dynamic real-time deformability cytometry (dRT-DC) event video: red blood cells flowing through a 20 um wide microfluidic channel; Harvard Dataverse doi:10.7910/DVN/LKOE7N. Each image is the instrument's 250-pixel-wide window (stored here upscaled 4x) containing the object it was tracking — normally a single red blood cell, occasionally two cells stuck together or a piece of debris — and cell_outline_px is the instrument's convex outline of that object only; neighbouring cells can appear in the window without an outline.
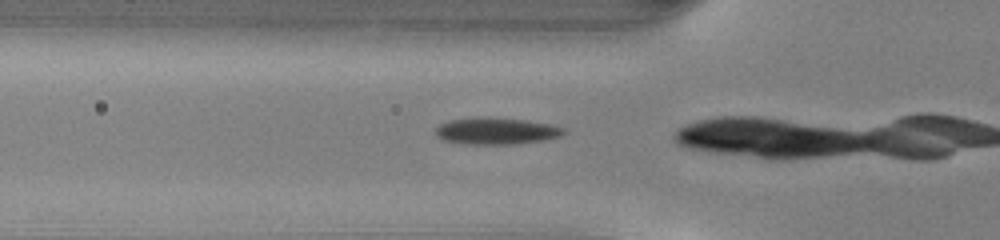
{"species": "common noctule bat (a hibernating species)", "species_latin": "Nyctalus noctula", "temperature_condition": "warm", "stored_images_in_passage": 14, "camera_frame_rate_fps": 3000, "um_per_image_px": 0.085, "animal": {"sex": "male", "body_mass_g": 13.0, "forearm_length_mm": 53.1}, "frame": {"image": 1, "passage_image": 13, "time_ms": 4.0, "image_size_px": [1000, 240], "cell_outline_px": [[564, 132], [560, 136], [540, 140], [512, 144], [464, 144], [444, 140], [436, 136], [436, 128], [440, 124], [452, 120], [476, 116], [524, 120], [548, 124], [564, 128]], "centroid_in_image_um": [42.12, 11.13], "position_along_channel_um": 83.7, "area_um2": 19.65}}